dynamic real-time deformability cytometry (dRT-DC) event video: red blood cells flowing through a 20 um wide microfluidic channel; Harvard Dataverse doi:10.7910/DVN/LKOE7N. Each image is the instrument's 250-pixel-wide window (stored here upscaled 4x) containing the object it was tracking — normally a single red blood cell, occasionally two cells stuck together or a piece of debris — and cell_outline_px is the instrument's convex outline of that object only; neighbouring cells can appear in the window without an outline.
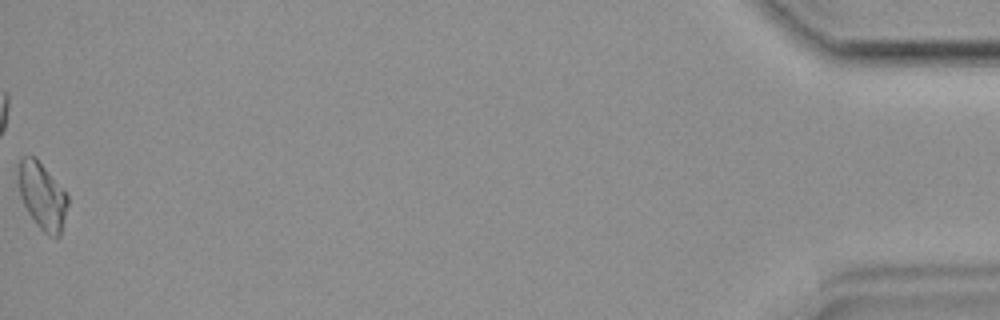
{"species": "common noctule bat (a hibernating species)", "species_latin": "Nyctalus noctula", "temperature_condition": "room temperature", "stored_images_in_passage": 33, "camera_frame_rate_fps": 3000, "um_per_image_px": 0.085, "animal": {"sex": "female", "body_mass_g": 19.9}, "frame": {"image": 1, "passage_image": 33, "time_ms": 10.667, "image_size_px": [1000, 320], "cell_outline_px": [[68, 204], [60, 236], [56, 240], [48, 236], [36, 224], [28, 212], [20, 196], [20, 160], [24, 156], [36, 156], [64, 188], [68, 196]], "centroid_in_image_um": [3.65, 16.68], "position_along_channel_um": 431.6, "area_um2": 19.25}}